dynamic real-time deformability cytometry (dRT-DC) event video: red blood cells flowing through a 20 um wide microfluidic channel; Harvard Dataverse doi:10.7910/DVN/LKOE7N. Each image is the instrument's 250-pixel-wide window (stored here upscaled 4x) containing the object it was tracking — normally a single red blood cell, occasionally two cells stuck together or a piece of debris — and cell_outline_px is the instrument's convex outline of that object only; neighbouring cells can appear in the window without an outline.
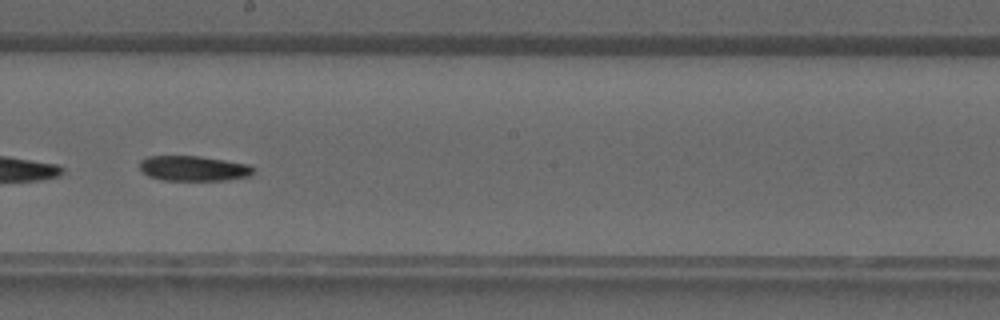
{"species": "common noctule bat (a hibernating species)", "species_latin": "Nyctalus noctula", "temperature_condition": "warm", "stored_images_in_passage": 39, "camera_frame_rate_fps": 3000, "um_per_image_px": 0.085, "animal": {"sex": "male", "forearm_length_mm": 52.5}, "frame": {"image": 1, "passage_image": 22, "time_ms": 7.0, "image_size_px": [1000, 320], "cell_outline_px": [[256, 172], [252, 176], [224, 180], [160, 180], [148, 176], [140, 168], [140, 160], [148, 156], [200, 156], [248, 164], [256, 168]], "centroid_in_image_um": [16.49, 14.32], "position_along_channel_um": 231.7, "area_um2": 16.82}}
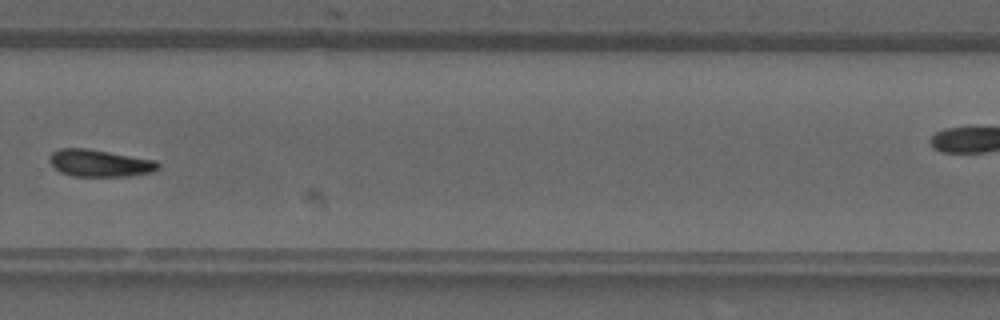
{"frame": {"image": 2, "passage_image": 27, "time_ms": 8.667, "image_size_px": [1000, 320], "cell_outline_px": [[160, 168], [152, 172], [128, 176], [72, 176], [60, 172], [48, 160], [48, 156], [52, 152], [60, 148], [88, 148], [156, 160], [160, 164]], "centroid_in_image_um": [8.48, 13.86], "position_along_channel_um": 321.3, "area_um2": 17.28}}